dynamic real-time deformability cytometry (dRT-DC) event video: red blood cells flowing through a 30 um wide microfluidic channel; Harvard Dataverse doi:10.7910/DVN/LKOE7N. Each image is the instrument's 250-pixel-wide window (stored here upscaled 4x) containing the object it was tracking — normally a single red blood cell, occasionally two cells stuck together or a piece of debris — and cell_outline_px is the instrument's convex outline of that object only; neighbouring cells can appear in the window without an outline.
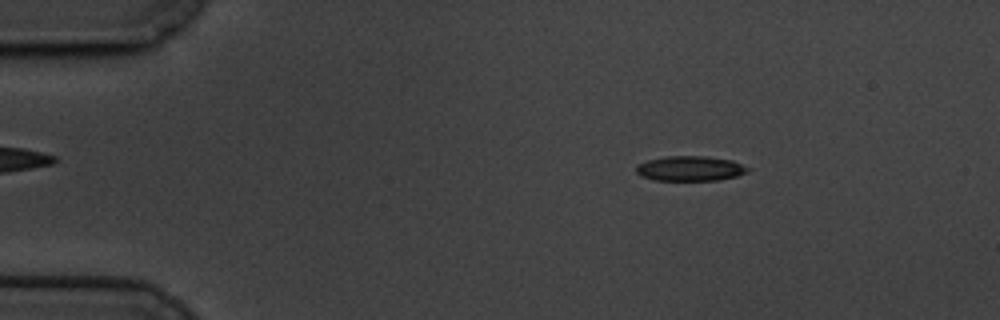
{"species": "common noctule bat (a hibernating species)", "species_latin": "Nyctalus noctula", "temperature_condition": "cold", "stored_images_in_passage": 54, "camera_frame_rate_fps": 3000, "um_per_image_px": 0.085, "animal": {"sex": "male", "body_mass_g": 19.5, "forearm_length_mm": 54.6}, "frame": {"image": 1, "passage_image": 4, "time_ms": 1.0, "image_size_px": [1000, 320], "cell_outline_px": [[752, 168], [748, 172], [736, 176], [716, 180], [656, 180], [640, 176], [636, 172], [636, 164], [648, 160], [664, 156], [704, 156], [732, 160]], "centroid_in_image_um": [58.66, 14.31], "position_along_channel_um": 26.3, "area_um2": 16.3}}
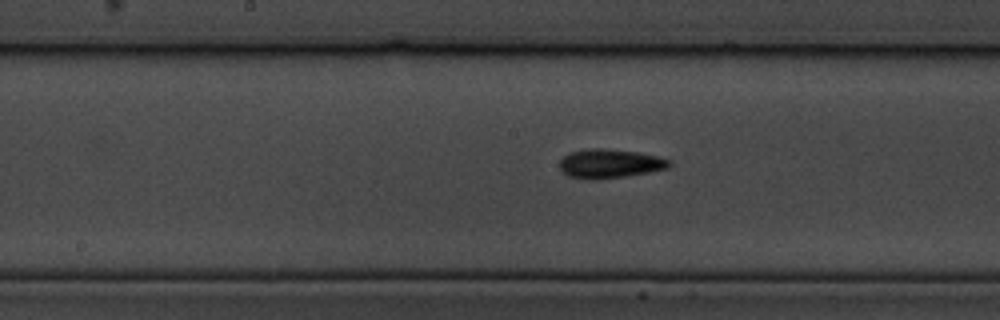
{"frame": {"image": 2, "passage_image": 25, "time_ms": 8.0, "image_size_px": [1000, 320], "cell_outline_px": [[672, 164], [668, 168], [648, 172], [624, 176], [596, 180], [588, 180], [568, 176], [560, 168], [560, 160], [568, 152], [588, 148], [600, 148], [640, 152], [660, 156], [672, 160]], "centroid_in_image_um": [51.85, 13.9], "position_along_channel_um": 196.4, "area_um2": 18.79}}
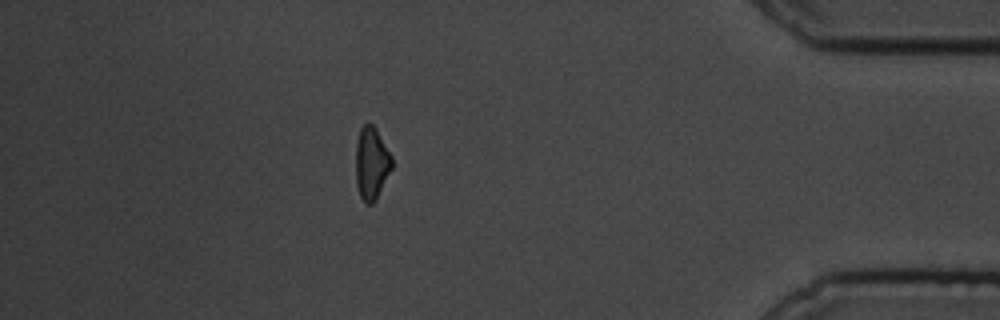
{"frame": {"image": 3, "passage_image": 47, "time_ms": 15.333, "image_size_px": [1000, 320], "cell_outline_px": [[392, 168], [376, 200], [372, 204], [364, 204], [360, 196], [356, 184], [356, 140], [360, 128], [364, 124], [372, 124], [376, 128], [392, 156]], "centroid_in_image_um": [31.57, 13.89], "position_along_channel_um": 403.6, "area_um2": 15.43}, "authors_computed_cell_mechanics": {"area_um2": 16.4152, "velocity_mm_per_s": 3.3786, "shape_relaxation_time_tau1_ms": 2.4816, "shape_relaxation_time_tau2_ms": 7.2009, "deformation_change_tau1": 0.1301, "deformation_change_tau2": 0.1701}}